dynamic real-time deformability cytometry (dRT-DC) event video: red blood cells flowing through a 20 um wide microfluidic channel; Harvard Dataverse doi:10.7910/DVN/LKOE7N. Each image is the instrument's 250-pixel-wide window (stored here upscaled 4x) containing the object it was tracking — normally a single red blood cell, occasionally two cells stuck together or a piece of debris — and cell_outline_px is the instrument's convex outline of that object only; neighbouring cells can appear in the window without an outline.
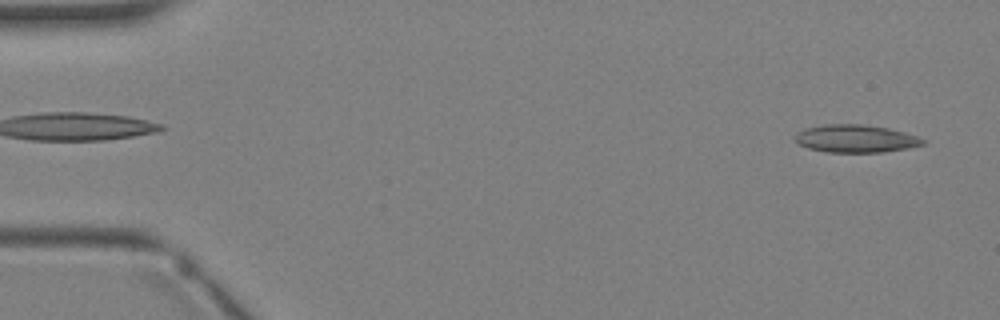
{"species": "Egyptian fruit bat (a non-hibernating species)", "species_latin": "Rousettus aegyptiacus", "temperature_condition": "warm", "stored_images_in_passage": 3, "camera_frame_rate_fps": 3000, "um_per_image_px": 0.085, "animal": {"sex": "female"}, "frame": {"image": 1, "passage_image": 1, "time_ms": 0.0, "image_size_px": [1000, 320], "cell_outline_px": [[928, 140], [924, 144], [908, 148], [884, 152], [824, 152], [808, 148], [800, 144], [796, 140], [796, 132], [804, 128], [824, 124], [864, 124], [888, 128], [904, 132]], "centroid_in_image_um": [72.74, 11.78], "position_along_channel_um": 12.3, "area_um2": 20.75}}